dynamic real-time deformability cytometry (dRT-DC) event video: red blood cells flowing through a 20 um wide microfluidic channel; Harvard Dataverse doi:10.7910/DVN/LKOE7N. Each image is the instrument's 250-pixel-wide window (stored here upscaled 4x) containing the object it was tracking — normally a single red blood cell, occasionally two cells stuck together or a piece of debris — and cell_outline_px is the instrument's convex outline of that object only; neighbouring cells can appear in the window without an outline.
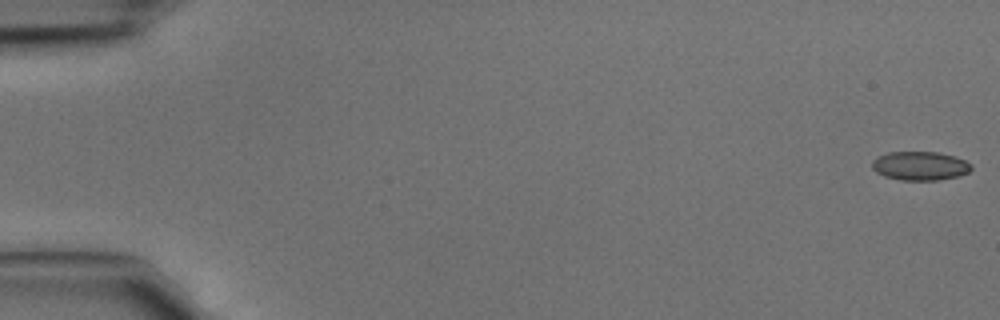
{"species": "common noctule bat (a hibernating species)", "species_latin": "Nyctalus noctula", "temperature_condition": "cold", "stored_images_in_passage": 46, "camera_frame_rate_fps": 3000, "um_per_image_px": 0.085, "animal": {"sex": "male", "body_mass_g": 15.6}, "frame": {"image": 1, "passage_image": 1, "time_ms": 0.0, "image_size_px": [1000, 320], "cell_outline_px": [[972, 168], [968, 172], [956, 176], [940, 180], [900, 180], [884, 176], [876, 172], [872, 168], [872, 160], [876, 156], [888, 152], [936, 152], [952, 156], [964, 160], [972, 164]], "centroid_in_image_um": [78.16, 14.1], "position_along_channel_um": 6.8, "area_um2": 16.65}}
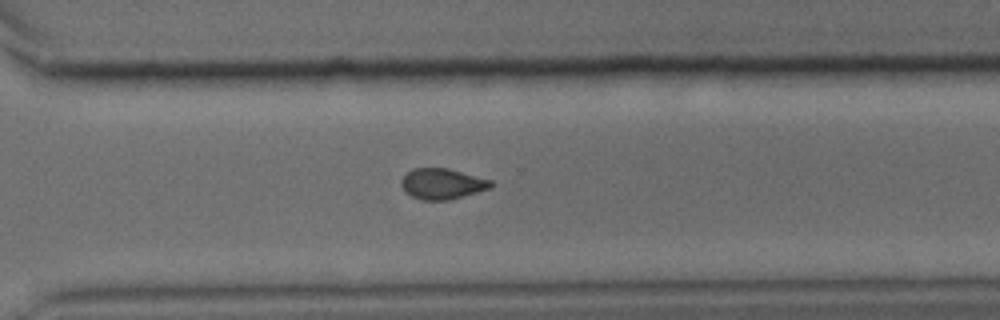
{"frame": {"image": 2, "passage_image": 33, "time_ms": 10.667, "image_size_px": [1000, 320], "cell_outline_px": [[492, 188], [448, 200], [420, 200], [404, 192], [400, 184], [400, 180], [412, 168], [448, 168], [492, 180]], "centroid_in_image_um": [37.57, 15.62], "position_along_channel_um": 333.0, "area_um2": 16.13}}
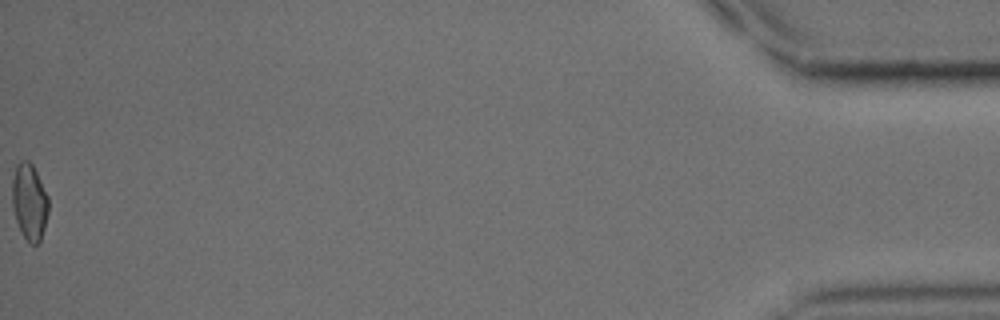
{"frame": {"image": 3, "passage_image": 46, "time_ms": 15.0, "image_size_px": [1000, 320], "cell_outline_px": [[48, 212], [44, 228], [40, 240], [36, 244], [32, 244], [24, 236], [16, 220], [12, 204], [12, 180], [16, 164], [20, 160], [28, 160], [32, 164], [48, 196]], "centroid_in_image_um": [2.49, 17.11], "position_along_channel_um": 432.7, "area_um2": 15.95}}